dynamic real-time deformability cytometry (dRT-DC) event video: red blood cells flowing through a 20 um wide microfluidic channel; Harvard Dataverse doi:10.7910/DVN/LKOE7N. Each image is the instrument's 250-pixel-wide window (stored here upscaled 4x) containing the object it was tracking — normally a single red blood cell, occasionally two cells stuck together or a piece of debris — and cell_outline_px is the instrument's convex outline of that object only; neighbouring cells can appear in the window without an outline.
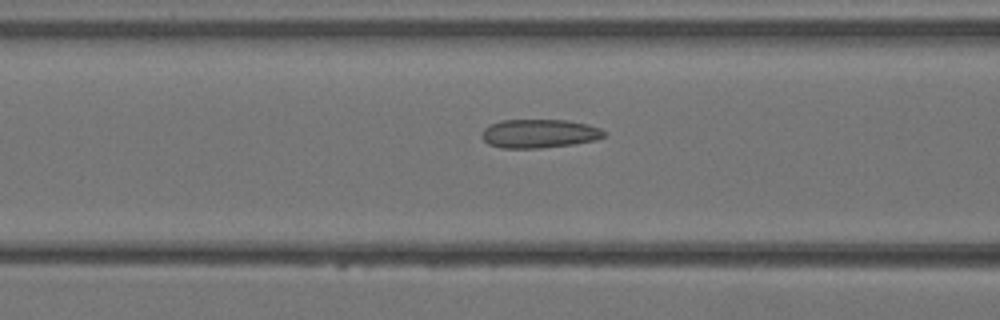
{"species": "Egyptian fruit bat (a non-hibernating species)", "species_latin": "Rousettus aegyptiacus", "temperature_condition": "warm", "stored_images_in_passage": 24, "camera_frame_rate_fps": 3000, "um_per_image_px": 0.085, "animal": {"sex": "female"}, "frame": {"image": 1, "passage_image": 4, "time_ms": 1.0, "image_size_px": [1000, 320], "cell_outline_px": [[608, 132], [604, 136], [596, 140], [572, 144], [540, 148], [500, 148], [488, 144], [480, 136], [480, 132], [484, 128], [500, 120], [568, 120], [588, 124], [600, 128]], "centroid_in_image_um": [45.83, 11.35], "position_along_channel_um": 120.8, "area_um2": 20.63}}
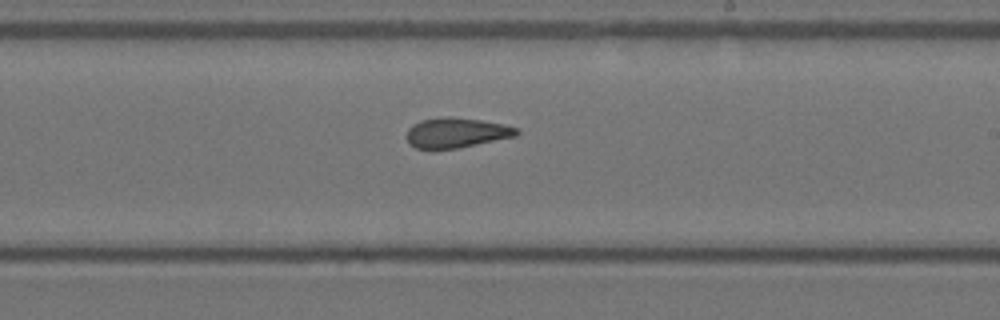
{"frame": {"image": 2, "passage_image": 11, "time_ms": 3.333, "image_size_px": [1000, 320], "cell_outline_px": [[520, 132], [516, 136], [456, 148], [416, 148], [408, 144], [408, 128], [412, 124], [420, 120], [440, 116], [448, 116], [480, 120], [504, 124], [520, 128]], "centroid_in_image_um": [38.8, 11.26], "position_along_channel_um": 250.2, "area_um2": 19.19}}
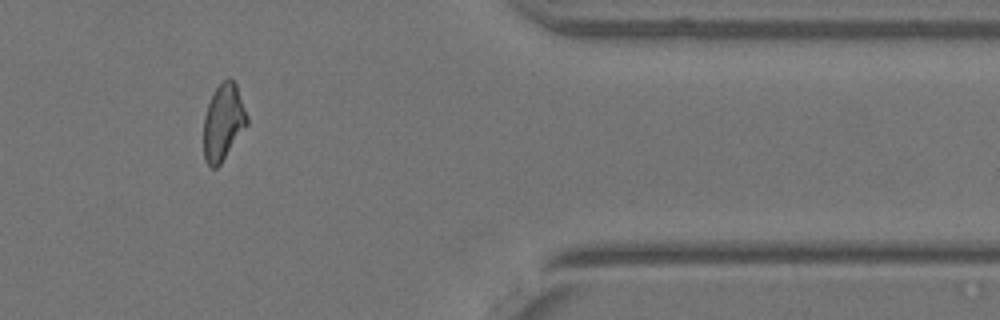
{"frame": {"image": 3, "passage_image": 20, "time_ms": 6.333, "image_size_px": [1000, 320], "cell_outline_px": [[248, 124], [220, 164], [216, 168], [212, 168], [204, 160], [204, 116], [212, 92], [228, 76], [236, 84], [248, 116]], "centroid_in_image_um": [18.98, 10.37], "position_along_channel_um": 392.4, "area_um2": 19.25}}